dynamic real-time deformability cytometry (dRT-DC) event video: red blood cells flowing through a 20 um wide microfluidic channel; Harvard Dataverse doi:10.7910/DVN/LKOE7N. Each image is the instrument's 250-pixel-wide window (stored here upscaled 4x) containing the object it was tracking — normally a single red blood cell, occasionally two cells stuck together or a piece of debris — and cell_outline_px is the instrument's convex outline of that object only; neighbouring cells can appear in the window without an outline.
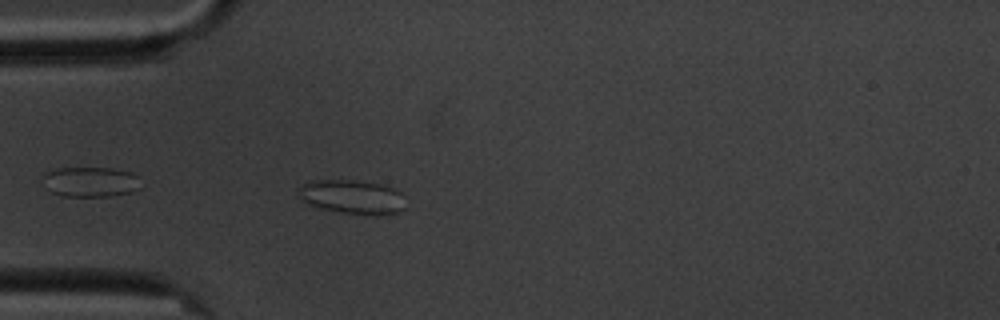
{"species": "common noctule bat (a hibernating species)", "species_latin": "Nyctalus noctula", "temperature_condition": "cold", "stored_images_in_passage": 5, "camera_frame_rate_fps": 3000, "um_per_image_px": 0.085, "animal": {"sex": "male", "body_mass_g": 20.1, "forearm_length_mm": 53.5}, "frame": {"image": 1, "passage_image": 5, "time_ms": 4.667, "image_size_px": [1000, 320], "cell_outline_px": [[404, 208], [400, 212], [376, 216], [340, 212], [320, 208], [308, 204], [300, 200], [300, 184], [308, 180], [352, 180], [380, 184], [392, 188], [400, 192], [404, 196]], "centroid_in_image_um": [29.94, 16.74], "position_along_channel_um": 55.1, "area_um2": 21.44}}